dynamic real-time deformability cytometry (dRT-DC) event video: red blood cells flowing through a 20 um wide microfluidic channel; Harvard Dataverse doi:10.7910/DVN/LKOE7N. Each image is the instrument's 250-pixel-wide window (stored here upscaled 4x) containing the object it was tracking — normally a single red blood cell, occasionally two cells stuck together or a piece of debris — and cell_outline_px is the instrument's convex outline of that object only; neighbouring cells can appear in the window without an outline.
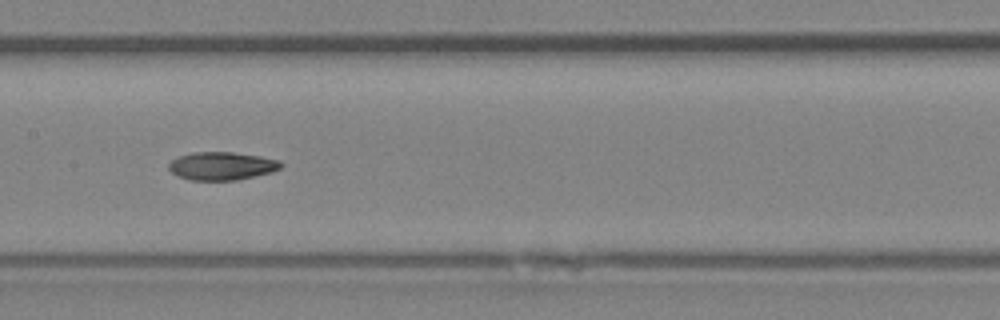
{"species": "Egyptian fruit bat (a non-hibernating species)", "species_latin": "Rousettus aegyptiacus", "temperature_condition": "room temperature", "stored_images_in_passage": 33, "camera_frame_rate_fps": 3000, "um_per_image_px": 0.085, "animal": {"sex": "female"}, "frame": {"image": 1, "passage_image": 10, "time_ms": 3.0, "image_size_px": [1000, 320], "cell_outline_px": [[284, 164], [280, 168], [272, 172], [236, 180], [192, 180], [176, 176], [168, 168], [168, 164], [176, 156], [192, 152], [232, 152], [260, 156], [280, 160]], "centroid_in_image_um": [18.84, 14.1], "position_along_channel_um": 188.6, "area_um2": 18.5}, "authors_computed_cell_mechanics": {"area_um2": 18.5538, "velocity_mm_per_s": 4.4406, "shape_relaxation_time_tau1_ms": 9.3844, "shape_relaxation_time_tau2_ms": 4.4171, "deformation_change_tau1": 0.2385, "deformation_change_tau2": 0.0778}}